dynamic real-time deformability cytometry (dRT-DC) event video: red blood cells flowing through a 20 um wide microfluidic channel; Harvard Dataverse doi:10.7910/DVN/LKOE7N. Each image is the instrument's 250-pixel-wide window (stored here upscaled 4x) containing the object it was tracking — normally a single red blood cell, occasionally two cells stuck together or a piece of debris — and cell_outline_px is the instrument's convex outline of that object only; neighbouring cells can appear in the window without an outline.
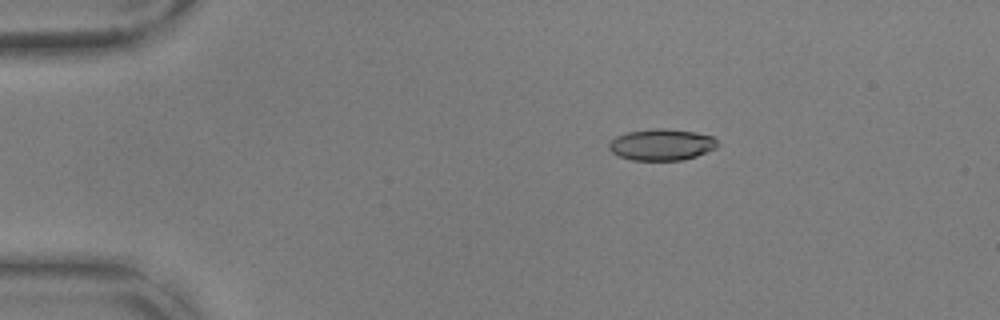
{"species": "common noctule bat (a hibernating species)", "species_latin": "Nyctalus noctula", "temperature_condition": "warm", "stored_images_in_passage": 56, "camera_frame_rate_fps": 3000, "um_per_image_px": 0.085, "animal": {"sex": "male", "body_mass_g": 17.9, "forearm_length_mm": 54.2}, "frame": {"image": 1, "passage_image": 11, "time_ms": 3.333, "image_size_px": [1000, 320], "cell_outline_px": [[720, 144], [716, 148], [696, 156], [684, 160], [632, 160], [620, 156], [612, 152], [608, 148], [608, 144], [616, 136], [628, 132], [656, 128], [660, 128], [696, 132], [712, 136]], "centroid_in_image_um": [56.25, 12.3], "position_along_channel_um": 28.7, "area_um2": 19.83}}
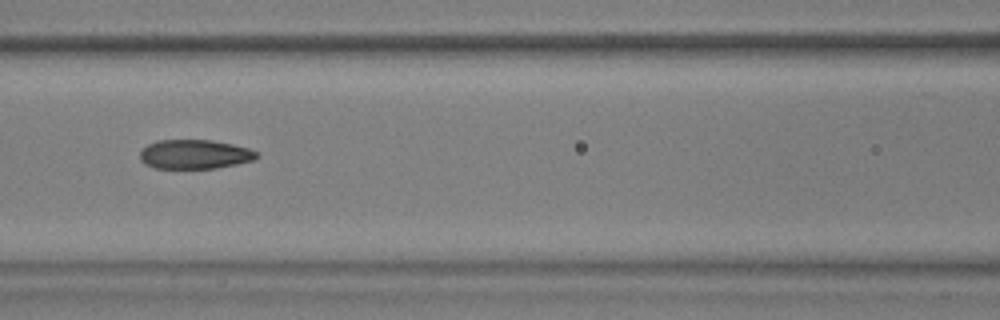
{"frame": {"image": 2, "passage_image": 26, "time_ms": 8.333, "image_size_px": [1000, 320], "cell_outline_px": [[260, 156], [256, 160], [216, 168], [156, 168], [144, 164], [140, 160], [140, 152], [148, 144], [156, 140], [212, 140], [232, 144], [248, 148], [256, 152]], "centroid_in_image_um": [16.55, 13.11], "position_along_channel_um": 150.0, "area_um2": 19.94}}
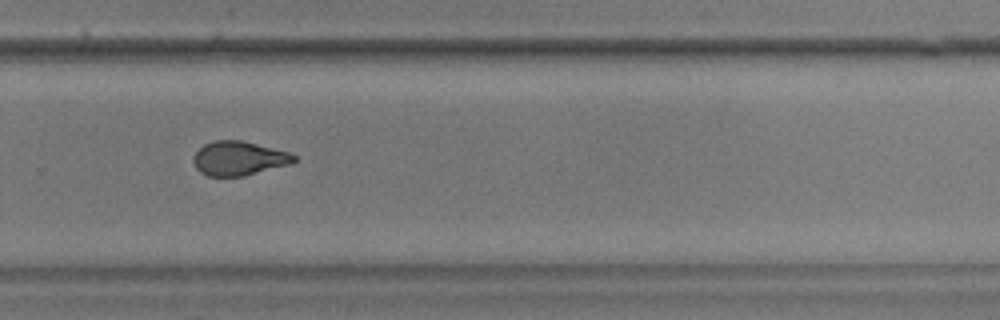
{"frame": {"image": 3, "passage_image": 39, "time_ms": 12.667, "image_size_px": [1000, 320], "cell_outline_px": [[296, 160], [292, 164], [240, 176], [208, 176], [200, 172], [196, 168], [192, 160], [192, 156], [204, 144], [216, 140], [240, 140], [288, 152], [296, 156]], "centroid_in_image_um": [20.27, 13.46], "position_along_channel_um": 309.5, "area_um2": 19.83}, "authors_computed_cell_mechanics": {"area_um2": 20.6346, "velocity_mm_per_s": 3.6872, "shape_relaxation_time_tau1_ms": 8.2394, "shape_relaxation_time_tau2_ms": 1.5638, "deformation_change_tau1": 0.2222, "deformation_change_tau2": 0.0792}}